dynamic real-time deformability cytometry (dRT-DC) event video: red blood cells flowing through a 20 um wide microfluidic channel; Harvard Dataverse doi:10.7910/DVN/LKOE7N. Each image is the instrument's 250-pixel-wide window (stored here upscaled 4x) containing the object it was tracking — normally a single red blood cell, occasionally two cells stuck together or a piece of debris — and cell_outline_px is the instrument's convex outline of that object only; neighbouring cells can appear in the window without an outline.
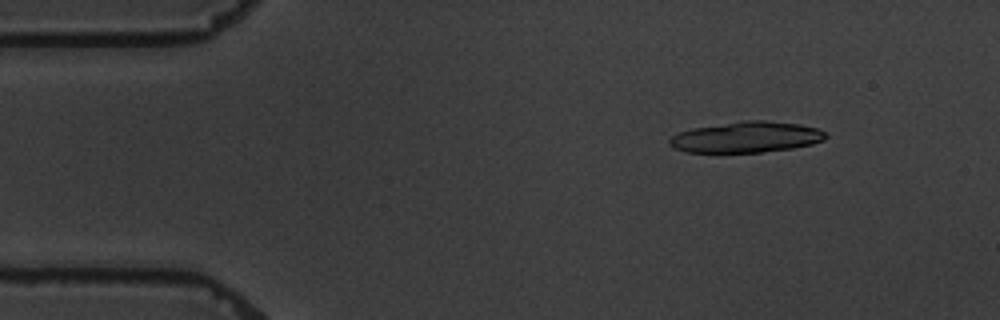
{"species": "common noctule bat (a hibernating species)", "species_latin": "Nyctalus noctula", "temperature_condition": "warm", "stored_images_in_passage": 4, "camera_frame_rate_fps": 3000, "um_per_image_px": 0.085, "animal": {"sex": "male", "body_mass_g": 19.5, "forearm_length_mm": 54.6}, "frame": {"image": 1, "passage_image": 1, "time_ms": 0.0, "image_size_px": [1000, 320], "cell_outline_px": [[828, 136], [824, 140], [812, 144], [792, 148], [760, 152], [684, 152], [672, 148], [668, 144], [668, 140], [672, 136], [680, 132], [692, 128], [744, 120], [764, 120], [800, 124], [816, 128], [824, 132]], "centroid_in_image_um": [63.41, 11.65], "position_along_channel_um": 21.6, "area_um2": 28.15}}